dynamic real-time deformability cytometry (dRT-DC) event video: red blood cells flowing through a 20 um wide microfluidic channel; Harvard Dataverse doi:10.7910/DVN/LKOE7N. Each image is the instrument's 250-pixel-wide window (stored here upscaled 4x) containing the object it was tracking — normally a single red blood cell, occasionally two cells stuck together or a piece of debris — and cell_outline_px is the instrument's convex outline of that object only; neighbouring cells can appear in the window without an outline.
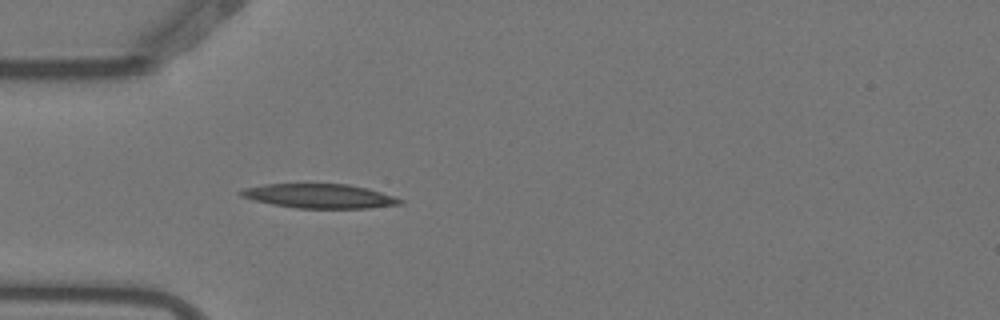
{"species": "Egyptian fruit bat (a non-hibernating species)", "species_latin": "Rousettus aegyptiacus", "temperature_condition": "warm", "stored_images_in_passage": 5, "camera_frame_rate_fps": 3000, "um_per_image_px": 0.085, "animal": {"sex": "female"}, "frame": {"image": 1, "passage_image": 5, "time_ms": 1.333, "image_size_px": [1000, 320], "cell_outline_px": [[404, 204], [368, 208], [296, 208], [272, 204], [252, 200], [240, 196], [236, 192], [244, 188], [264, 184], [348, 184], [368, 188], [404, 200]], "centroid_in_image_um": [27.13, 16.66], "position_along_channel_um": 57.9, "area_um2": 22.6}}